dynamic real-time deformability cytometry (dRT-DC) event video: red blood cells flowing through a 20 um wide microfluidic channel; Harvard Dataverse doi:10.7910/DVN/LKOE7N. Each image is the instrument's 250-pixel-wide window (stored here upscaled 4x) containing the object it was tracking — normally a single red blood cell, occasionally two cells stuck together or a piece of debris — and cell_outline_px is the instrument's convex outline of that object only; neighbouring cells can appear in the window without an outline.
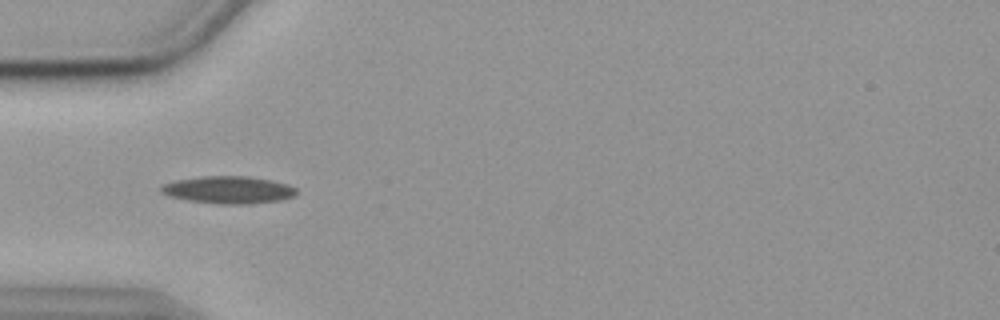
{"species": "common noctule bat (a hibernating species)", "species_latin": "Nyctalus noctula", "temperature_condition": "cold", "stored_images_in_passage": 52, "camera_frame_rate_fps": 3000, "um_per_image_px": 0.085, "animal": {"sex": "female", "body_mass_g": 19.9}, "frame": {"image": 1, "passage_image": 13, "time_ms": 4.0, "image_size_px": [1000, 320], "cell_outline_px": [[296, 192], [292, 196], [280, 200], [248, 204], [216, 204], [188, 200], [168, 196], [160, 192], [160, 188], [164, 184], [176, 180], [200, 176], [248, 176], [272, 180], [288, 184], [296, 188]], "centroid_in_image_um": [19.39, 16.13], "position_along_channel_um": 65.6, "area_um2": 21.62}}
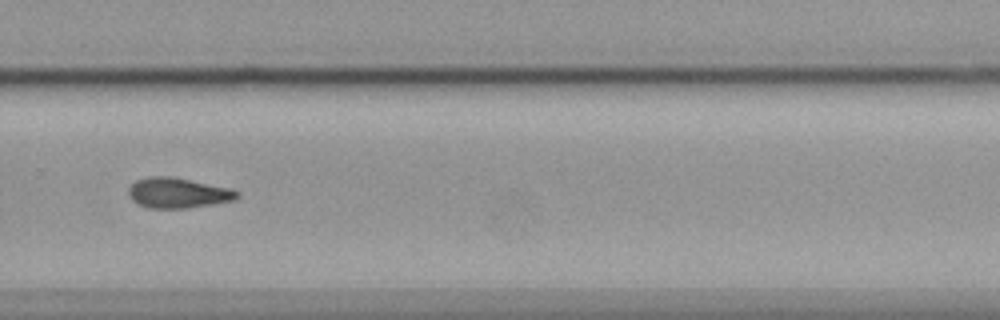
{"frame": {"image": 2, "passage_image": 34, "time_ms": 11.0, "image_size_px": [1000, 320], "cell_outline_px": [[240, 196], [236, 200], [188, 208], [148, 208], [132, 200], [128, 196], [128, 188], [136, 180], [148, 176], [172, 176], [228, 188], [240, 192]], "centroid_in_image_um": [15.11, 16.4], "position_along_channel_um": 314.7, "area_um2": 19.19}}
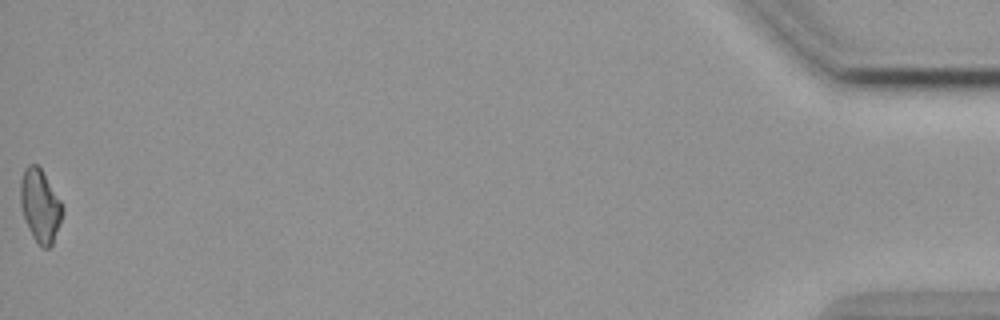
{"frame": {"image": 3, "passage_image": 52, "time_ms": 17.0, "image_size_px": [1000, 320], "cell_outline_px": [[64, 208], [60, 224], [52, 244], [48, 248], [40, 248], [32, 236], [28, 228], [20, 208], [20, 180], [24, 168], [28, 164], [36, 164], [40, 168], [60, 200]], "centroid_in_image_um": [3.39, 17.5], "position_along_channel_um": 431.8, "area_um2": 17.92}, "authors_computed_cell_mechanics": {"area_um2": 19.1607, "velocity_mm_per_s": 3.5736, "shape_relaxation_time_tau1_ms": 6.2599, "shape_relaxation_time_tau2_ms": null, "deformation_change_tau1": 0.1618, "deformation_change_tau2": null}}